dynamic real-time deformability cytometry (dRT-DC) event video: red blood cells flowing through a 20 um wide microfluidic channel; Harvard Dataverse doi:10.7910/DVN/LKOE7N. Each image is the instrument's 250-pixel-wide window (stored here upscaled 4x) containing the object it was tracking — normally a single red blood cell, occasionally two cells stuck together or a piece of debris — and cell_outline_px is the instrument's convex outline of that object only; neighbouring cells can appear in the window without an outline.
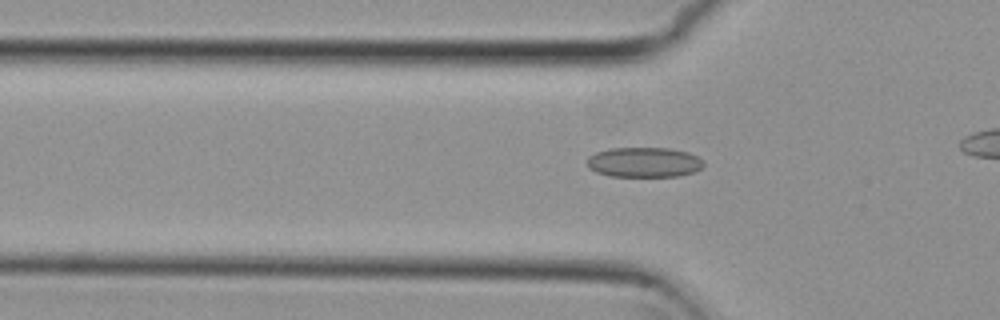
{"species": "common noctule bat (a hibernating species)", "species_latin": "Nyctalus noctula", "temperature_condition": "cold", "stored_images_in_passage": 30, "camera_frame_rate_fps": 3000, "um_per_image_px": 0.085, "animal": {"sex": "female", "body_mass_g": 29.2, "forearm_length_mm": 56.3}, "frame": {"image": 1, "passage_image": 14, "time_ms": 4.333, "image_size_px": [1000, 320], "cell_outline_px": [[704, 164], [696, 172], [680, 176], [608, 176], [596, 172], [588, 168], [588, 156], [596, 152], [608, 148], [668, 148], [688, 152], [696, 156]], "centroid_in_image_um": [54.72, 13.79], "position_along_channel_um": 71.1, "area_um2": 20.4}}
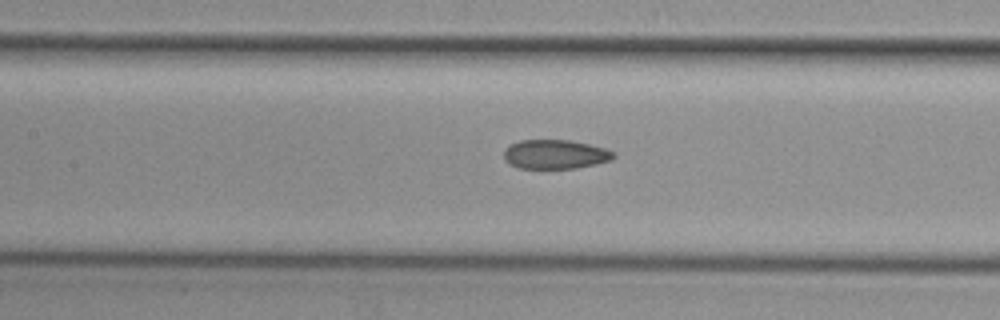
{"frame": {"image": 2, "passage_image": 21, "time_ms": 6.667, "image_size_px": [1000, 320], "cell_outline_px": [[616, 156], [612, 160], [596, 164], [576, 168], [516, 168], [508, 164], [504, 160], [504, 152], [512, 144], [520, 140], [568, 140], [588, 144], [604, 148], [616, 152]], "centroid_in_image_um": [47.21, 13.13], "position_along_channel_um": 160.2, "area_um2": 18.67}}
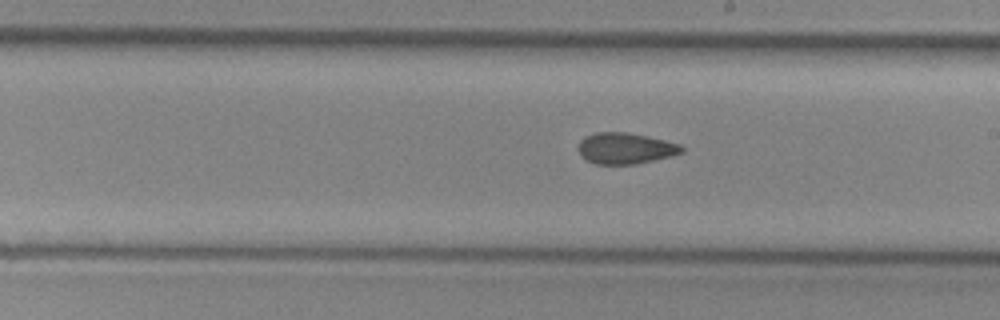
{"frame": {"image": 3, "passage_image": 27, "time_ms": 8.667, "image_size_px": [1000, 320], "cell_outline_px": [[684, 152], [672, 156], [636, 164], [596, 164], [580, 156], [576, 148], [580, 140], [584, 136], [596, 132], [628, 132], [664, 140], [680, 144], [684, 148]], "centroid_in_image_um": [53.13, 12.6], "position_along_channel_um": 235.9, "area_um2": 18.96}}